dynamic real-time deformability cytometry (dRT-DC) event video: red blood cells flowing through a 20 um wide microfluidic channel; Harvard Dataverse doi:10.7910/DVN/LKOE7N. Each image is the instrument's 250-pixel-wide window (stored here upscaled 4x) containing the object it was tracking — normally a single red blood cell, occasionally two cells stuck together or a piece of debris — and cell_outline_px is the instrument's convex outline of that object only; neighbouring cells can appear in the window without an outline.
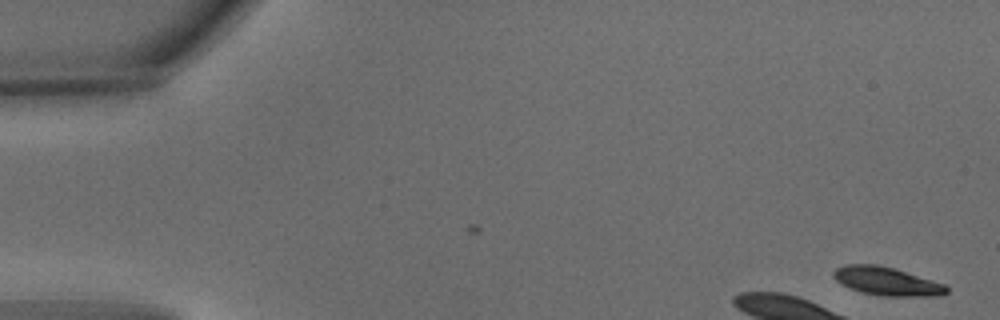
{"species": "common noctule bat (a hibernating species)", "species_latin": "Nyctalus noctula", "temperature_condition": "warm", "stored_images_in_passage": 5, "camera_frame_rate_fps": 3000, "um_per_image_px": 0.085, "animal": {"sex": "male", "body_mass_g": 15.6}, "frame": {"image": 1, "passage_image": 1, "time_ms": 0.0, "image_size_px": [1000, 320], "cell_outline_px": [[948, 292], [940, 296], [880, 296], [864, 292], [840, 284], [832, 276], [832, 272], [836, 268], [844, 264], [876, 264], [892, 268], [944, 284], [948, 288]], "centroid_in_image_um": [75.34, 23.91], "position_along_channel_um": 9.7, "area_um2": 18.5}}
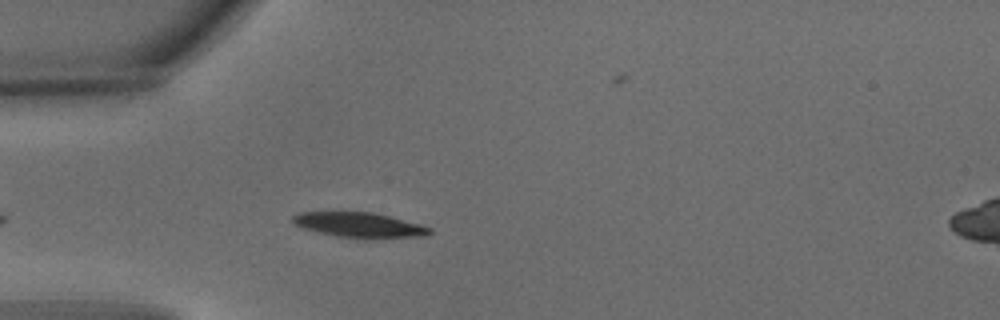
{"frame": {"image": 2, "passage_image": 4, "time_ms": 1.0, "image_size_px": [1000, 320], "cell_outline_px": [[432, 232], [424, 236], [336, 236], [304, 228], [296, 224], [292, 220], [292, 216], [300, 212], [372, 212], [420, 224], [432, 228]], "centroid_in_image_um": [30.51, 19.08], "position_along_channel_um": 54.5, "area_um2": 18.84}}